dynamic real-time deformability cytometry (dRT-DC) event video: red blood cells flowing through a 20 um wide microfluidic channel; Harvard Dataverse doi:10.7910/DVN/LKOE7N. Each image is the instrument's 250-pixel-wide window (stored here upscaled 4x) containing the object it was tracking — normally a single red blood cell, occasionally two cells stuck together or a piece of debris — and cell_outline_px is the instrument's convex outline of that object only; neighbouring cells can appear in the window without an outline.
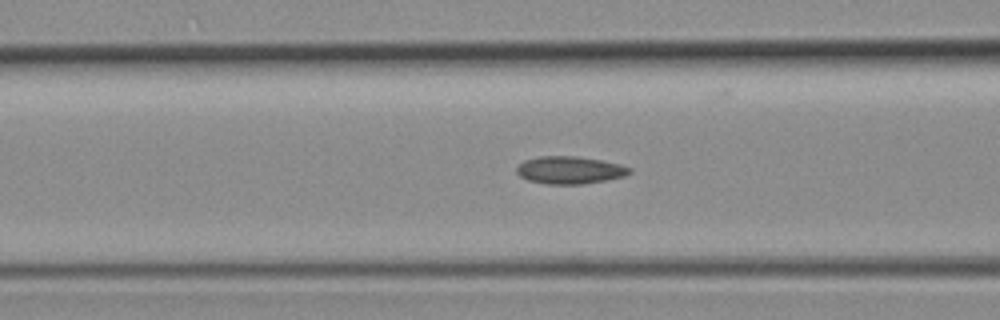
{"species": "common noctule bat (a hibernating species)", "species_latin": "Nyctalus noctula", "temperature_condition": "room temperature", "stored_images_in_passage": 44, "camera_frame_rate_fps": 3000, "um_per_image_px": 0.085, "animal": {"sex": "female", "body_mass_g": 19.3, "forearm_length_mm": 54.1}, "frame": {"image": 1, "passage_image": 17, "time_ms": 5.333, "image_size_px": [1000, 320], "cell_outline_px": [[632, 172], [624, 176], [584, 184], [544, 184], [528, 180], [520, 176], [516, 172], [516, 168], [524, 160], [540, 156], [576, 156], [600, 160], [620, 164], [632, 168]], "centroid_in_image_um": [48.42, 14.46], "position_along_channel_um": 118.2, "area_um2": 18.09}}
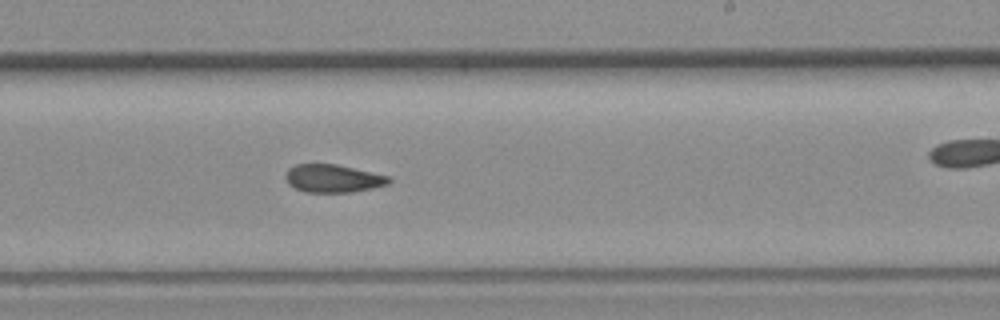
{"frame": {"image": 2, "passage_image": 26, "time_ms": 8.333, "image_size_px": [1000, 320], "cell_outline_px": [[392, 180], [388, 184], [372, 188], [348, 192], [304, 192], [288, 184], [284, 176], [288, 168], [296, 164], [336, 164], [388, 176]], "centroid_in_image_um": [28.26, 15.16], "position_along_channel_um": 260.7, "area_um2": 16.7}}
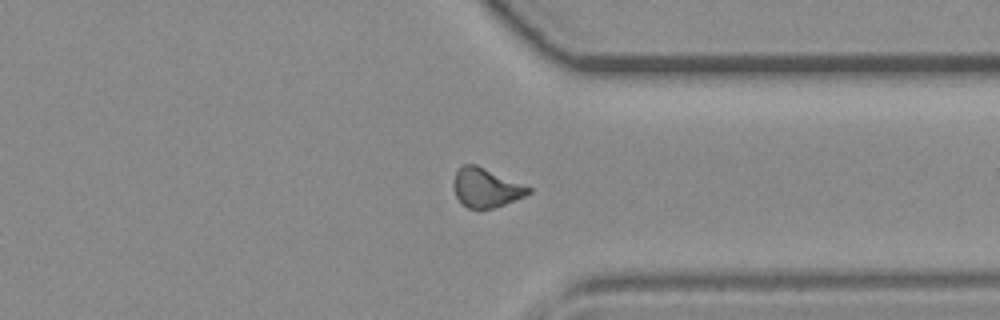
{"frame": {"image": 3, "passage_image": 33, "time_ms": 10.667, "image_size_px": [1000, 320], "cell_outline_px": [[532, 192], [524, 196], [504, 204], [492, 208], [468, 208], [456, 196], [452, 188], [452, 184], [456, 172], [464, 164], [476, 164], [532, 188]], "centroid_in_image_um": [41.29, 15.94], "position_along_channel_um": 370.1, "area_um2": 16.82}}